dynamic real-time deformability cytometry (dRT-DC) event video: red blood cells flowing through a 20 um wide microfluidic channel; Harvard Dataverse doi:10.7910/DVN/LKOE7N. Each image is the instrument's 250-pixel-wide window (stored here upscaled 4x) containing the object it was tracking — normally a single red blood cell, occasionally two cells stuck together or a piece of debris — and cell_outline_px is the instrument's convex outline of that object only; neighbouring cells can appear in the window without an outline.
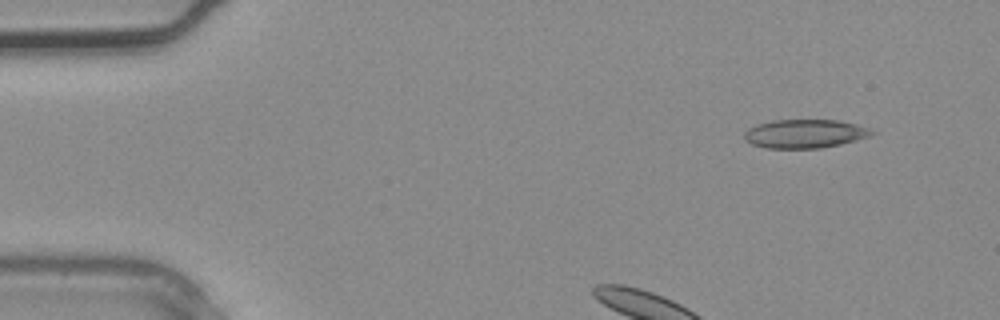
{"species": "common noctule bat (a hibernating species)", "species_latin": "Nyctalus noctula", "temperature_condition": "warm", "stored_images_in_passage": 2, "camera_frame_rate_fps": 3000, "um_per_image_px": 0.085, "animal": {"sex": "male", "body_mass_g": 20.4}, "frame": {"image": 1, "passage_image": 1, "time_ms": 0.0, "image_size_px": [1000, 320], "cell_outline_px": [[876, 132], [868, 136], [856, 140], [840, 144], [820, 148], [764, 148], [752, 144], [744, 140], [744, 132], [748, 128], [756, 124], [772, 120], [840, 120], [872, 128]], "centroid_in_image_um": [68.4, 11.36], "position_along_channel_um": 16.6, "area_um2": 21.44}}
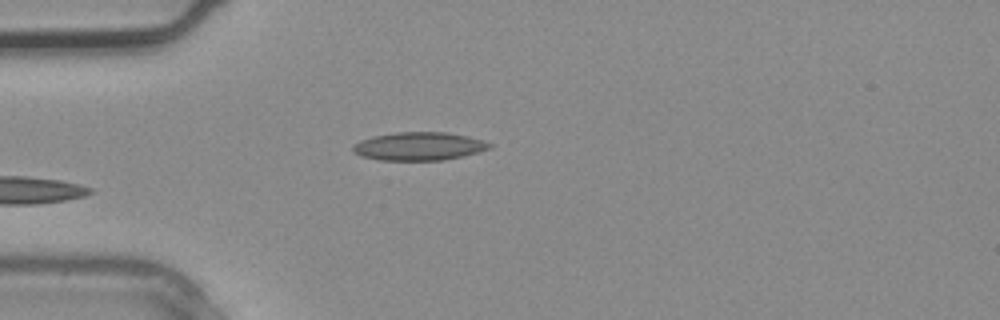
{"frame": {"image": 2, "passage_image": 2, "time_ms": 0.333, "image_size_px": [1000, 320], "cell_outline_px": [[492, 148], [464, 156], [444, 160], [380, 160], [360, 156], [352, 152], [352, 144], [360, 140], [372, 136], [396, 132], [444, 132], [468, 136], [492, 144]], "centroid_in_image_um": [35.57, 12.43], "position_along_channel_um": 49.4, "area_um2": 22.6}}